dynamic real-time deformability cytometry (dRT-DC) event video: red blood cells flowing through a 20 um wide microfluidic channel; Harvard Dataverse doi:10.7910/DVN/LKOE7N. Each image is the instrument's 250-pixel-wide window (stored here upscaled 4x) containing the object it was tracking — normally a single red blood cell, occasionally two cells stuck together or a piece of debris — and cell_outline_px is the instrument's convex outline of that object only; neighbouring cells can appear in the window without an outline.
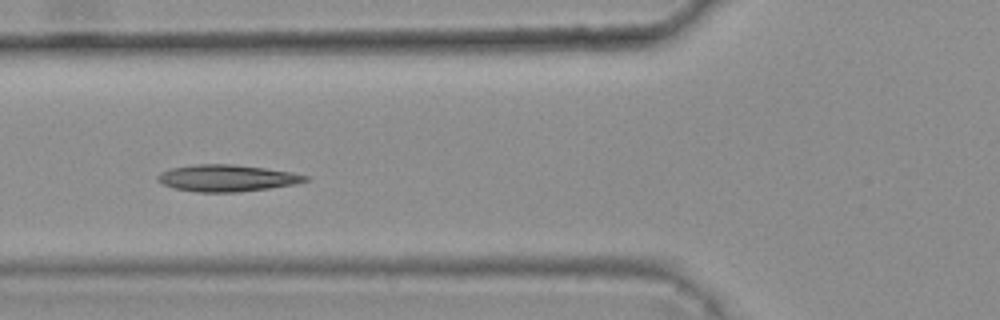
{"species": "common noctule bat (a hibernating species)", "species_latin": "Nyctalus noctula", "temperature_condition": "warm", "stored_images_in_passage": 2, "camera_frame_rate_fps": 3000, "um_per_image_px": 0.085, "animal": {"sex": "female", "body_mass_g": 25.1}, "frame": {"image": 1, "passage_image": 2, "time_ms": 0.333, "image_size_px": [1000, 320], "cell_outline_px": [[312, 180], [292, 184], [268, 188], [236, 192], [196, 192], [176, 188], [164, 184], [156, 180], [156, 176], [160, 172], [172, 168], [196, 164], [232, 164], [264, 168], [292, 172], [308, 176]], "centroid_in_image_um": [19.28, 15.13], "position_along_channel_um": 106.5, "area_um2": 22.83}}